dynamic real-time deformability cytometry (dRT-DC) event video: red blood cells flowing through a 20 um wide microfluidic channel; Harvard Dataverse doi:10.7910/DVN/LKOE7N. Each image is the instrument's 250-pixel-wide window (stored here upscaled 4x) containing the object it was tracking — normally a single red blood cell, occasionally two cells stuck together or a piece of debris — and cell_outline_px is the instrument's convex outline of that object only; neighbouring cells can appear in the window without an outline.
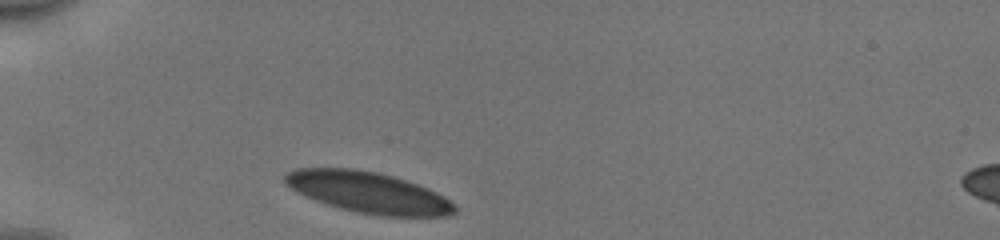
{"species": "human", "species_latin": "Homo sapiens", "temperature_condition": "cold", "stored_images_in_passage": 30, "camera_frame_rate_fps": 3000, "um_per_image_px": 0.085, "donor": {"sex": "male"}, "frame": {"image": 1, "passage_image": 1, "time_ms": 0.0, "image_size_px": [1000, 240], "cell_outline_px": [[456, 212], [448, 216], [380, 216], [356, 212], [340, 208], [316, 200], [296, 192], [284, 180], [284, 176], [288, 172], [296, 168], [352, 168], [376, 172], [392, 176], [428, 188], [444, 196], [456, 204]], "centroid_in_image_um": [31.34, 16.36], "position_along_channel_um": 53.7, "area_um2": 40.4}}
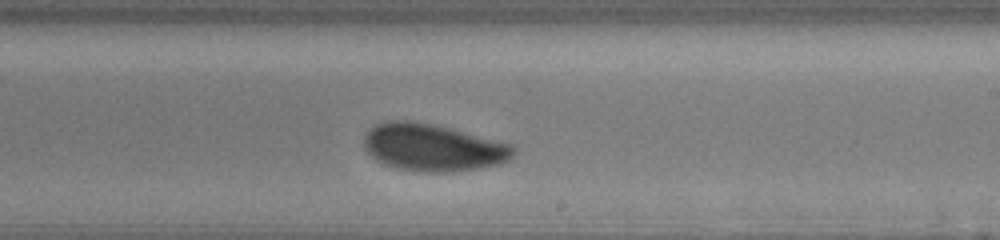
{"frame": {"image": 2, "passage_image": 18, "time_ms": 5.667, "image_size_px": [1000, 240], "cell_outline_px": [[516, 152], [508, 160], [500, 164], [480, 168], [452, 172], [420, 172], [396, 168], [376, 160], [364, 148], [364, 136], [368, 128], [376, 124], [388, 120], [408, 120], [432, 124], [512, 144], [516, 148]], "centroid_in_image_um": [36.78, 12.54], "position_along_channel_um": 252.2, "area_um2": 41.21}}
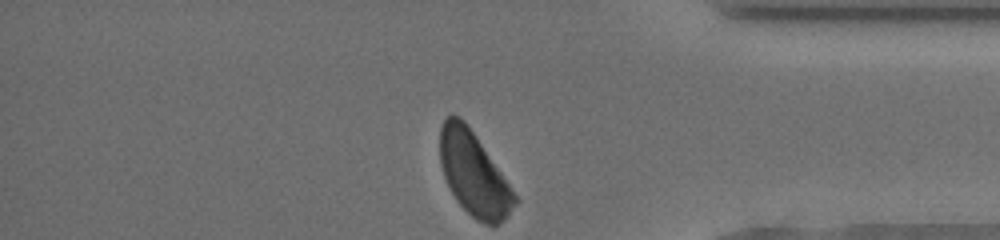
{"frame": {"image": 3, "passage_image": 30, "time_ms": 9.667, "image_size_px": [1000, 240], "cell_outline_px": [[520, 200], [504, 220], [496, 224], [488, 224], [476, 220], [456, 200], [444, 176], [440, 164], [440, 128], [444, 120], [448, 116], [460, 116], [464, 120]], "centroid_in_image_um": [40.27, 14.8], "position_along_channel_um": 394.9, "area_um2": 35.66}, "authors_computed_cell_mechanics": {"area_um2": 41.2981, "velocity_mm_per_s": 3.9076, "shape_relaxation_time_tau1_ms": 3.0735, "shape_relaxation_time_tau2_ms": null, "deformation_change_tau1": 0.0974, "deformation_change_tau2": null}}